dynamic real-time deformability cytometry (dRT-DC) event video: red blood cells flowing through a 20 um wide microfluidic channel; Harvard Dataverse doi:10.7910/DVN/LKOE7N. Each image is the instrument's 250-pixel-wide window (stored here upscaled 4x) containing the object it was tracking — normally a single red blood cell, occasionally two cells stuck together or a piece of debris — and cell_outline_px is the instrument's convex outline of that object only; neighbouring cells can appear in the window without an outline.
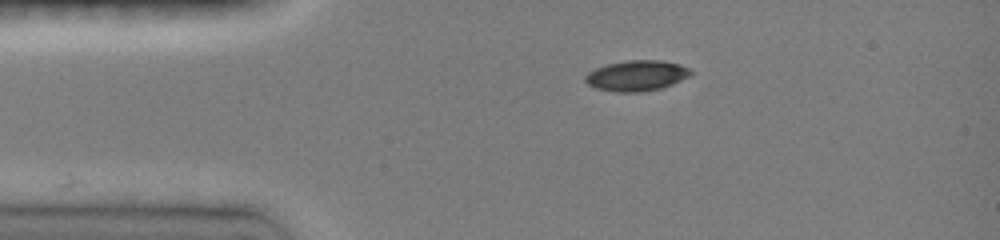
{"species": "common noctule bat (a hibernating species)", "species_latin": "Nyctalus noctula", "temperature_condition": "room temperature", "stored_images_in_passage": 21, "camera_frame_rate_fps": 3000, "um_per_image_px": 0.085, "animal": {"sex": "female", "body_mass_g": 19.0, "forearm_length_mm": 51.5}, "frame": {"image": 1, "passage_image": 1, "time_ms": 0.0, "image_size_px": [1000, 240], "cell_outline_px": [[692, 76], [672, 84], [660, 88], [640, 92], [616, 92], [596, 88], [588, 84], [584, 80], [584, 76], [588, 72], [596, 68], [608, 64], [624, 60], [664, 60], [680, 64], [688, 68], [692, 72]], "centroid_in_image_um": [54.13, 6.42], "position_along_channel_um": 30.9, "area_um2": 18.9}}
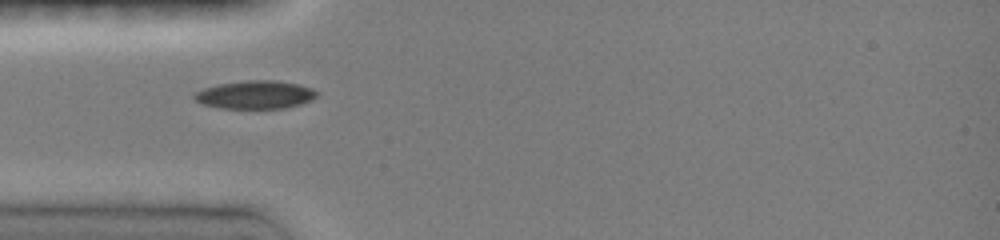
{"frame": {"image": 2, "passage_image": 6, "time_ms": 1.667, "image_size_px": [1000, 240], "cell_outline_px": [[316, 96], [312, 100], [300, 104], [284, 108], [220, 108], [204, 104], [196, 100], [192, 96], [196, 92], [204, 88], [216, 84], [248, 80], [276, 80], [296, 84], [312, 88], [316, 92]], "centroid_in_image_um": [21.68, 8.04], "position_along_channel_um": 63.3, "area_um2": 19.94}}